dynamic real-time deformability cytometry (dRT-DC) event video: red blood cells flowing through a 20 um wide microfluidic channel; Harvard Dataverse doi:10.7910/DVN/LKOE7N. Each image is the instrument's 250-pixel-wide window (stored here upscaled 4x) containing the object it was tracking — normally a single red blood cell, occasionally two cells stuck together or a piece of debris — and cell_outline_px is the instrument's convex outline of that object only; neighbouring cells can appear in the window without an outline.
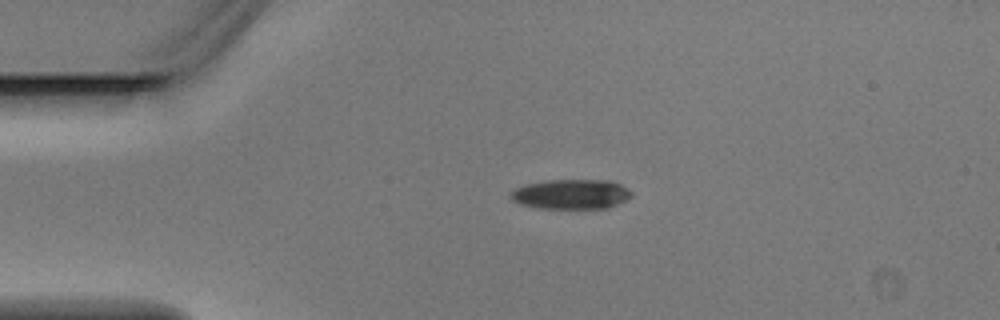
{"species": "Egyptian fruit bat (a non-hibernating species)", "species_latin": "Rousettus aegyptiacus", "temperature_condition": "warm", "stored_images_in_passage": 3, "camera_frame_rate_fps": 3000, "um_per_image_px": 0.085, "animal": {"sex": "male"}, "frame": {"image": 1, "passage_image": 1, "time_ms": 0.0, "image_size_px": [1000, 320], "cell_outline_px": [[632, 196], [608, 208], [540, 208], [520, 204], [512, 200], [508, 192], [524, 184], [548, 180], [608, 180], [620, 184], [628, 188], [632, 192]], "centroid_in_image_um": [48.52, 16.5], "position_along_channel_um": 36.5, "area_um2": 20.98}}